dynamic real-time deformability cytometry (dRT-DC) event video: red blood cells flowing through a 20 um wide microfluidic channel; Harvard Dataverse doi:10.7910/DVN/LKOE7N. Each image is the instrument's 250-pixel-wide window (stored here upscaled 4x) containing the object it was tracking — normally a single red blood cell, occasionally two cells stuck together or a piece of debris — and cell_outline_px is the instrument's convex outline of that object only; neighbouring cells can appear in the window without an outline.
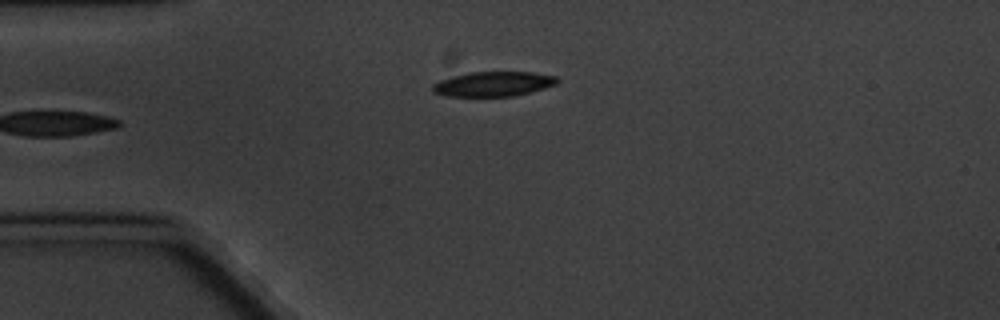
{"species": "common noctule bat (a hibernating species)", "species_latin": "Nyctalus noctula", "temperature_condition": "cold", "stored_images_in_passage": 4, "camera_frame_rate_fps": 3000, "um_per_image_px": 0.085, "animal": {"sex": "male", "body_mass_g": 20.1, "forearm_length_mm": 53.5}, "frame": {"image": 1, "passage_image": 4, "time_ms": 4.0, "image_size_px": [1000, 320], "cell_outline_px": [[560, 80], [556, 84], [544, 88], [516, 96], [448, 96], [432, 92], [432, 84], [440, 80], [468, 72], [532, 72], [556, 76]], "centroid_in_image_um": [41.94, 7.13], "position_along_channel_um": 43.1, "area_um2": 17.98}}